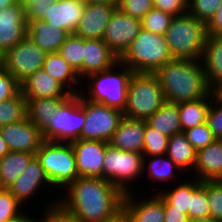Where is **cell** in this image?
I'll use <instances>...</instances> for the list:
<instances>
[{
  "label": "cell",
  "mask_w": 222,
  "mask_h": 222,
  "mask_svg": "<svg viewBox=\"0 0 222 222\" xmlns=\"http://www.w3.org/2000/svg\"><path fill=\"white\" fill-rule=\"evenodd\" d=\"M62 194L58 202L80 222H99L123 206L124 193L103 178L79 177Z\"/></svg>",
  "instance_id": "6da1fadb"
},
{
  "label": "cell",
  "mask_w": 222,
  "mask_h": 222,
  "mask_svg": "<svg viewBox=\"0 0 222 222\" xmlns=\"http://www.w3.org/2000/svg\"><path fill=\"white\" fill-rule=\"evenodd\" d=\"M154 74L158 77L166 102L195 101L212 92L201 60L173 59Z\"/></svg>",
  "instance_id": "7a4b0ae2"
},
{
  "label": "cell",
  "mask_w": 222,
  "mask_h": 222,
  "mask_svg": "<svg viewBox=\"0 0 222 222\" xmlns=\"http://www.w3.org/2000/svg\"><path fill=\"white\" fill-rule=\"evenodd\" d=\"M133 73L128 66L117 61L109 69L85 77L81 85L87 87L83 86L85 88L84 91H80V95L88 101L124 112L127 105L128 85ZM86 81L88 84L85 83Z\"/></svg>",
  "instance_id": "3957f363"
},
{
  "label": "cell",
  "mask_w": 222,
  "mask_h": 222,
  "mask_svg": "<svg viewBox=\"0 0 222 222\" xmlns=\"http://www.w3.org/2000/svg\"><path fill=\"white\" fill-rule=\"evenodd\" d=\"M206 35V24L185 13L172 18L164 36L173 59L201 60Z\"/></svg>",
  "instance_id": "277c9868"
},
{
  "label": "cell",
  "mask_w": 222,
  "mask_h": 222,
  "mask_svg": "<svg viewBox=\"0 0 222 222\" xmlns=\"http://www.w3.org/2000/svg\"><path fill=\"white\" fill-rule=\"evenodd\" d=\"M173 60L164 35L140 30L129 48L119 58L133 72L155 73L161 66Z\"/></svg>",
  "instance_id": "5b68a950"
},
{
  "label": "cell",
  "mask_w": 222,
  "mask_h": 222,
  "mask_svg": "<svg viewBox=\"0 0 222 222\" xmlns=\"http://www.w3.org/2000/svg\"><path fill=\"white\" fill-rule=\"evenodd\" d=\"M165 102L163 89L154 73L134 72L129 81L123 114L128 118L146 121Z\"/></svg>",
  "instance_id": "8992f818"
},
{
  "label": "cell",
  "mask_w": 222,
  "mask_h": 222,
  "mask_svg": "<svg viewBox=\"0 0 222 222\" xmlns=\"http://www.w3.org/2000/svg\"><path fill=\"white\" fill-rule=\"evenodd\" d=\"M52 188L65 190L79 178L76 158L71 142L44 141L36 152ZM64 187V188H63Z\"/></svg>",
  "instance_id": "52a82bcc"
},
{
  "label": "cell",
  "mask_w": 222,
  "mask_h": 222,
  "mask_svg": "<svg viewBox=\"0 0 222 222\" xmlns=\"http://www.w3.org/2000/svg\"><path fill=\"white\" fill-rule=\"evenodd\" d=\"M85 123L84 98L71 95L54 112L49 123L41 130L45 141L71 142L81 139Z\"/></svg>",
  "instance_id": "ba28073f"
},
{
  "label": "cell",
  "mask_w": 222,
  "mask_h": 222,
  "mask_svg": "<svg viewBox=\"0 0 222 222\" xmlns=\"http://www.w3.org/2000/svg\"><path fill=\"white\" fill-rule=\"evenodd\" d=\"M143 177V154L106 146L103 179L117 186L124 194L134 191L131 182Z\"/></svg>",
  "instance_id": "9c48e42d"
},
{
  "label": "cell",
  "mask_w": 222,
  "mask_h": 222,
  "mask_svg": "<svg viewBox=\"0 0 222 222\" xmlns=\"http://www.w3.org/2000/svg\"><path fill=\"white\" fill-rule=\"evenodd\" d=\"M85 123L81 132L83 140H100L109 143L124 117L122 111L101 103L84 99Z\"/></svg>",
  "instance_id": "30bf717a"
},
{
  "label": "cell",
  "mask_w": 222,
  "mask_h": 222,
  "mask_svg": "<svg viewBox=\"0 0 222 222\" xmlns=\"http://www.w3.org/2000/svg\"><path fill=\"white\" fill-rule=\"evenodd\" d=\"M47 53L28 36L3 55V66L20 84L42 69Z\"/></svg>",
  "instance_id": "8fae6325"
},
{
  "label": "cell",
  "mask_w": 222,
  "mask_h": 222,
  "mask_svg": "<svg viewBox=\"0 0 222 222\" xmlns=\"http://www.w3.org/2000/svg\"><path fill=\"white\" fill-rule=\"evenodd\" d=\"M142 29L141 20L133 18L119 8L113 11L102 40L119 59Z\"/></svg>",
  "instance_id": "7c38bea8"
},
{
  "label": "cell",
  "mask_w": 222,
  "mask_h": 222,
  "mask_svg": "<svg viewBox=\"0 0 222 222\" xmlns=\"http://www.w3.org/2000/svg\"><path fill=\"white\" fill-rule=\"evenodd\" d=\"M0 133L10 151L36 154L45 141L42 131L27 117L19 122L0 126Z\"/></svg>",
  "instance_id": "4fadbf2b"
},
{
  "label": "cell",
  "mask_w": 222,
  "mask_h": 222,
  "mask_svg": "<svg viewBox=\"0 0 222 222\" xmlns=\"http://www.w3.org/2000/svg\"><path fill=\"white\" fill-rule=\"evenodd\" d=\"M108 144L100 140L71 141L79 177L103 178V159Z\"/></svg>",
  "instance_id": "5bb4252c"
},
{
  "label": "cell",
  "mask_w": 222,
  "mask_h": 222,
  "mask_svg": "<svg viewBox=\"0 0 222 222\" xmlns=\"http://www.w3.org/2000/svg\"><path fill=\"white\" fill-rule=\"evenodd\" d=\"M26 10L18 3L0 11V54L16 46L27 36Z\"/></svg>",
  "instance_id": "9a60e30c"
},
{
  "label": "cell",
  "mask_w": 222,
  "mask_h": 222,
  "mask_svg": "<svg viewBox=\"0 0 222 222\" xmlns=\"http://www.w3.org/2000/svg\"><path fill=\"white\" fill-rule=\"evenodd\" d=\"M142 196L143 200L139 199L135 191L124 194L123 207L126 209L128 222H165L163 198L158 193H152L149 197Z\"/></svg>",
  "instance_id": "2e32d148"
},
{
  "label": "cell",
  "mask_w": 222,
  "mask_h": 222,
  "mask_svg": "<svg viewBox=\"0 0 222 222\" xmlns=\"http://www.w3.org/2000/svg\"><path fill=\"white\" fill-rule=\"evenodd\" d=\"M43 186L47 189L52 187L39 159L35 156L18 179L7 189L23 206L27 207L28 205L25 203H31L29 201L34 198L36 193L39 194L42 191Z\"/></svg>",
  "instance_id": "e0dca14e"
},
{
  "label": "cell",
  "mask_w": 222,
  "mask_h": 222,
  "mask_svg": "<svg viewBox=\"0 0 222 222\" xmlns=\"http://www.w3.org/2000/svg\"><path fill=\"white\" fill-rule=\"evenodd\" d=\"M116 2L86 3L80 23L74 34L83 39H102Z\"/></svg>",
  "instance_id": "ac0fdd59"
},
{
  "label": "cell",
  "mask_w": 222,
  "mask_h": 222,
  "mask_svg": "<svg viewBox=\"0 0 222 222\" xmlns=\"http://www.w3.org/2000/svg\"><path fill=\"white\" fill-rule=\"evenodd\" d=\"M85 4L83 0H58L42 19L48 25L74 34L79 26Z\"/></svg>",
  "instance_id": "d6986e66"
},
{
  "label": "cell",
  "mask_w": 222,
  "mask_h": 222,
  "mask_svg": "<svg viewBox=\"0 0 222 222\" xmlns=\"http://www.w3.org/2000/svg\"><path fill=\"white\" fill-rule=\"evenodd\" d=\"M145 120L123 117L109 144L123 151L142 154L144 147Z\"/></svg>",
  "instance_id": "ffe728a7"
},
{
  "label": "cell",
  "mask_w": 222,
  "mask_h": 222,
  "mask_svg": "<svg viewBox=\"0 0 222 222\" xmlns=\"http://www.w3.org/2000/svg\"><path fill=\"white\" fill-rule=\"evenodd\" d=\"M119 59L102 39H83V79L107 70Z\"/></svg>",
  "instance_id": "44dd1931"
},
{
  "label": "cell",
  "mask_w": 222,
  "mask_h": 222,
  "mask_svg": "<svg viewBox=\"0 0 222 222\" xmlns=\"http://www.w3.org/2000/svg\"><path fill=\"white\" fill-rule=\"evenodd\" d=\"M25 98H69L71 94L43 69L37 70L21 84Z\"/></svg>",
  "instance_id": "7402d4cb"
},
{
  "label": "cell",
  "mask_w": 222,
  "mask_h": 222,
  "mask_svg": "<svg viewBox=\"0 0 222 222\" xmlns=\"http://www.w3.org/2000/svg\"><path fill=\"white\" fill-rule=\"evenodd\" d=\"M201 62L209 88L222 92V36L206 35Z\"/></svg>",
  "instance_id": "603a6c76"
},
{
  "label": "cell",
  "mask_w": 222,
  "mask_h": 222,
  "mask_svg": "<svg viewBox=\"0 0 222 222\" xmlns=\"http://www.w3.org/2000/svg\"><path fill=\"white\" fill-rule=\"evenodd\" d=\"M193 172V178L200 181L222 180V140L197 150Z\"/></svg>",
  "instance_id": "cb8c5ba5"
},
{
  "label": "cell",
  "mask_w": 222,
  "mask_h": 222,
  "mask_svg": "<svg viewBox=\"0 0 222 222\" xmlns=\"http://www.w3.org/2000/svg\"><path fill=\"white\" fill-rule=\"evenodd\" d=\"M27 21V36L47 54L58 52L70 35L63 29L48 25L43 19Z\"/></svg>",
  "instance_id": "d4e9b609"
},
{
  "label": "cell",
  "mask_w": 222,
  "mask_h": 222,
  "mask_svg": "<svg viewBox=\"0 0 222 222\" xmlns=\"http://www.w3.org/2000/svg\"><path fill=\"white\" fill-rule=\"evenodd\" d=\"M42 69L57 80L71 95L80 94L83 89L78 73L58 52L47 54Z\"/></svg>",
  "instance_id": "484cf974"
},
{
  "label": "cell",
  "mask_w": 222,
  "mask_h": 222,
  "mask_svg": "<svg viewBox=\"0 0 222 222\" xmlns=\"http://www.w3.org/2000/svg\"><path fill=\"white\" fill-rule=\"evenodd\" d=\"M178 172L179 174L181 173L182 177H185V175L182 174V170L167 155L143 156V175L145 177V173L148 174L146 175V179H148L149 177V179L153 181L151 182L153 184H156L157 181L160 184L161 182L163 184L170 181L172 183L173 181L172 184L174 185V183L182 181V179L180 180L179 178L181 175H179L178 177L176 176Z\"/></svg>",
  "instance_id": "4316f807"
},
{
  "label": "cell",
  "mask_w": 222,
  "mask_h": 222,
  "mask_svg": "<svg viewBox=\"0 0 222 222\" xmlns=\"http://www.w3.org/2000/svg\"><path fill=\"white\" fill-rule=\"evenodd\" d=\"M197 150L188 141L184 132L169 137L166 155L182 170L183 174L192 175L195 166ZM187 173V174H186Z\"/></svg>",
  "instance_id": "83f0119b"
},
{
  "label": "cell",
  "mask_w": 222,
  "mask_h": 222,
  "mask_svg": "<svg viewBox=\"0 0 222 222\" xmlns=\"http://www.w3.org/2000/svg\"><path fill=\"white\" fill-rule=\"evenodd\" d=\"M35 156L30 152L9 151L0 158V188L7 189L12 185Z\"/></svg>",
  "instance_id": "f1b7e54d"
},
{
  "label": "cell",
  "mask_w": 222,
  "mask_h": 222,
  "mask_svg": "<svg viewBox=\"0 0 222 222\" xmlns=\"http://www.w3.org/2000/svg\"><path fill=\"white\" fill-rule=\"evenodd\" d=\"M146 123L169 137L182 132L178 104L165 102Z\"/></svg>",
  "instance_id": "f546056e"
},
{
  "label": "cell",
  "mask_w": 222,
  "mask_h": 222,
  "mask_svg": "<svg viewBox=\"0 0 222 222\" xmlns=\"http://www.w3.org/2000/svg\"><path fill=\"white\" fill-rule=\"evenodd\" d=\"M178 104L179 119L182 132L189 128L200 126L207 120L211 106V93L199 100L180 102Z\"/></svg>",
  "instance_id": "4dcf8cb0"
},
{
  "label": "cell",
  "mask_w": 222,
  "mask_h": 222,
  "mask_svg": "<svg viewBox=\"0 0 222 222\" xmlns=\"http://www.w3.org/2000/svg\"><path fill=\"white\" fill-rule=\"evenodd\" d=\"M68 98H26L27 118L42 130Z\"/></svg>",
  "instance_id": "1f68e13d"
},
{
  "label": "cell",
  "mask_w": 222,
  "mask_h": 222,
  "mask_svg": "<svg viewBox=\"0 0 222 222\" xmlns=\"http://www.w3.org/2000/svg\"><path fill=\"white\" fill-rule=\"evenodd\" d=\"M192 177L193 175L191 177L188 175L186 176L187 179H183L184 181L182 180L181 182L175 183V186L172 184V187L168 186L170 188H166L167 186H165L163 190L156 189L154 186V188L152 187L153 191L150 192L156 193V190H158L157 193L169 205H172L173 209H178L188 215L192 203Z\"/></svg>",
  "instance_id": "d6a6232c"
},
{
  "label": "cell",
  "mask_w": 222,
  "mask_h": 222,
  "mask_svg": "<svg viewBox=\"0 0 222 222\" xmlns=\"http://www.w3.org/2000/svg\"><path fill=\"white\" fill-rule=\"evenodd\" d=\"M58 53L83 80V38L70 34Z\"/></svg>",
  "instance_id": "836d02e7"
},
{
  "label": "cell",
  "mask_w": 222,
  "mask_h": 222,
  "mask_svg": "<svg viewBox=\"0 0 222 222\" xmlns=\"http://www.w3.org/2000/svg\"><path fill=\"white\" fill-rule=\"evenodd\" d=\"M27 117V100L21 91L0 104V126L24 120Z\"/></svg>",
  "instance_id": "e575fe53"
},
{
  "label": "cell",
  "mask_w": 222,
  "mask_h": 222,
  "mask_svg": "<svg viewBox=\"0 0 222 222\" xmlns=\"http://www.w3.org/2000/svg\"><path fill=\"white\" fill-rule=\"evenodd\" d=\"M189 218L210 217V210L205 190V181L192 177V203L188 211Z\"/></svg>",
  "instance_id": "d590c367"
},
{
  "label": "cell",
  "mask_w": 222,
  "mask_h": 222,
  "mask_svg": "<svg viewBox=\"0 0 222 222\" xmlns=\"http://www.w3.org/2000/svg\"><path fill=\"white\" fill-rule=\"evenodd\" d=\"M169 136L150 127L145 121L143 156L166 155Z\"/></svg>",
  "instance_id": "8d00e7d4"
},
{
  "label": "cell",
  "mask_w": 222,
  "mask_h": 222,
  "mask_svg": "<svg viewBox=\"0 0 222 222\" xmlns=\"http://www.w3.org/2000/svg\"><path fill=\"white\" fill-rule=\"evenodd\" d=\"M174 16L164 11L152 8L142 19L141 25L144 30L165 35Z\"/></svg>",
  "instance_id": "74e56055"
},
{
  "label": "cell",
  "mask_w": 222,
  "mask_h": 222,
  "mask_svg": "<svg viewBox=\"0 0 222 222\" xmlns=\"http://www.w3.org/2000/svg\"><path fill=\"white\" fill-rule=\"evenodd\" d=\"M221 3L222 0H187V13L207 24Z\"/></svg>",
  "instance_id": "f35d334b"
},
{
  "label": "cell",
  "mask_w": 222,
  "mask_h": 222,
  "mask_svg": "<svg viewBox=\"0 0 222 222\" xmlns=\"http://www.w3.org/2000/svg\"><path fill=\"white\" fill-rule=\"evenodd\" d=\"M210 217L222 222V180L205 181Z\"/></svg>",
  "instance_id": "ab89813d"
},
{
  "label": "cell",
  "mask_w": 222,
  "mask_h": 222,
  "mask_svg": "<svg viewBox=\"0 0 222 222\" xmlns=\"http://www.w3.org/2000/svg\"><path fill=\"white\" fill-rule=\"evenodd\" d=\"M206 123L216 139L222 140V92H211Z\"/></svg>",
  "instance_id": "60d3db41"
},
{
  "label": "cell",
  "mask_w": 222,
  "mask_h": 222,
  "mask_svg": "<svg viewBox=\"0 0 222 222\" xmlns=\"http://www.w3.org/2000/svg\"><path fill=\"white\" fill-rule=\"evenodd\" d=\"M51 200L47 204L40 216V222H80L76 216L69 212L61 203H59V197ZM51 202V203H50Z\"/></svg>",
  "instance_id": "b9f144b4"
},
{
  "label": "cell",
  "mask_w": 222,
  "mask_h": 222,
  "mask_svg": "<svg viewBox=\"0 0 222 222\" xmlns=\"http://www.w3.org/2000/svg\"><path fill=\"white\" fill-rule=\"evenodd\" d=\"M8 189L0 188V222H8L24 209Z\"/></svg>",
  "instance_id": "7bdbcfd3"
},
{
  "label": "cell",
  "mask_w": 222,
  "mask_h": 222,
  "mask_svg": "<svg viewBox=\"0 0 222 222\" xmlns=\"http://www.w3.org/2000/svg\"><path fill=\"white\" fill-rule=\"evenodd\" d=\"M116 3L122 12L138 20L154 8V0H116Z\"/></svg>",
  "instance_id": "ee69618b"
},
{
  "label": "cell",
  "mask_w": 222,
  "mask_h": 222,
  "mask_svg": "<svg viewBox=\"0 0 222 222\" xmlns=\"http://www.w3.org/2000/svg\"><path fill=\"white\" fill-rule=\"evenodd\" d=\"M184 133L196 150L205 148L216 140L206 122L200 126L189 128Z\"/></svg>",
  "instance_id": "f6af8a7d"
},
{
  "label": "cell",
  "mask_w": 222,
  "mask_h": 222,
  "mask_svg": "<svg viewBox=\"0 0 222 222\" xmlns=\"http://www.w3.org/2000/svg\"><path fill=\"white\" fill-rule=\"evenodd\" d=\"M58 0H17L26 10L27 20L42 19Z\"/></svg>",
  "instance_id": "bcb514c9"
},
{
  "label": "cell",
  "mask_w": 222,
  "mask_h": 222,
  "mask_svg": "<svg viewBox=\"0 0 222 222\" xmlns=\"http://www.w3.org/2000/svg\"><path fill=\"white\" fill-rule=\"evenodd\" d=\"M21 91L20 83L4 68L0 71V104Z\"/></svg>",
  "instance_id": "7dc6e473"
},
{
  "label": "cell",
  "mask_w": 222,
  "mask_h": 222,
  "mask_svg": "<svg viewBox=\"0 0 222 222\" xmlns=\"http://www.w3.org/2000/svg\"><path fill=\"white\" fill-rule=\"evenodd\" d=\"M154 8L172 16H181L187 13V0H154Z\"/></svg>",
  "instance_id": "c3c4849f"
},
{
  "label": "cell",
  "mask_w": 222,
  "mask_h": 222,
  "mask_svg": "<svg viewBox=\"0 0 222 222\" xmlns=\"http://www.w3.org/2000/svg\"><path fill=\"white\" fill-rule=\"evenodd\" d=\"M164 211H165V222H188L189 216L183 211L173 209L172 205H169L164 199Z\"/></svg>",
  "instance_id": "681fc988"
},
{
  "label": "cell",
  "mask_w": 222,
  "mask_h": 222,
  "mask_svg": "<svg viewBox=\"0 0 222 222\" xmlns=\"http://www.w3.org/2000/svg\"><path fill=\"white\" fill-rule=\"evenodd\" d=\"M206 32L210 35L222 36V3L216 14L206 24Z\"/></svg>",
  "instance_id": "f907efd6"
},
{
  "label": "cell",
  "mask_w": 222,
  "mask_h": 222,
  "mask_svg": "<svg viewBox=\"0 0 222 222\" xmlns=\"http://www.w3.org/2000/svg\"><path fill=\"white\" fill-rule=\"evenodd\" d=\"M99 222H128V215L126 209L122 206L112 216L102 219Z\"/></svg>",
  "instance_id": "816d5d0a"
},
{
  "label": "cell",
  "mask_w": 222,
  "mask_h": 222,
  "mask_svg": "<svg viewBox=\"0 0 222 222\" xmlns=\"http://www.w3.org/2000/svg\"><path fill=\"white\" fill-rule=\"evenodd\" d=\"M26 212V213H25ZM27 211H22L20 212L16 217H14L13 219L9 220L8 222H40V218L37 217V219L35 218V215L33 217V215L31 216L30 213H28Z\"/></svg>",
  "instance_id": "f5cc1de1"
},
{
  "label": "cell",
  "mask_w": 222,
  "mask_h": 222,
  "mask_svg": "<svg viewBox=\"0 0 222 222\" xmlns=\"http://www.w3.org/2000/svg\"><path fill=\"white\" fill-rule=\"evenodd\" d=\"M9 147L0 133V158L9 152Z\"/></svg>",
  "instance_id": "db71d44e"
},
{
  "label": "cell",
  "mask_w": 222,
  "mask_h": 222,
  "mask_svg": "<svg viewBox=\"0 0 222 222\" xmlns=\"http://www.w3.org/2000/svg\"><path fill=\"white\" fill-rule=\"evenodd\" d=\"M17 4V0H0V11Z\"/></svg>",
  "instance_id": "11a10c76"
},
{
  "label": "cell",
  "mask_w": 222,
  "mask_h": 222,
  "mask_svg": "<svg viewBox=\"0 0 222 222\" xmlns=\"http://www.w3.org/2000/svg\"><path fill=\"white\" fill-rule=\"evenodd\" d=\"M188 222H217L213 220L211 217L206 218H189Z\"/></svg>",
  "instance_id": "9f6ffc18"
},
{
  "label": "cell",
  "mask_w": 222,
  "mask_h": 222,
  "mask_svg": "<svg viewBox=\"0 0 222 222\" xmlns=\"http://www.w3.org/2000/svg\"><path fill=\"white\" fill-rule=\"evenodd\" d=\"M85 3H111L116 2V0H83Z\"/></svg>",
  "instance_id": "6f0895ef"
},
{
  "label": "cell",
  "mask_w": 222,
  "mask_h": 222,
  "mask_svg": "<svg viewBox=\"0 0 222 222\" xmlns=\"http://www.w3.org/2000/svg\"><path fill=\"white\" fill-rule=\"evenodd\" d=\"M4 68L3 66V55L0 54V71Z\"/></svg>",
  "instance_id": "680465c9"
}]
</instances>
